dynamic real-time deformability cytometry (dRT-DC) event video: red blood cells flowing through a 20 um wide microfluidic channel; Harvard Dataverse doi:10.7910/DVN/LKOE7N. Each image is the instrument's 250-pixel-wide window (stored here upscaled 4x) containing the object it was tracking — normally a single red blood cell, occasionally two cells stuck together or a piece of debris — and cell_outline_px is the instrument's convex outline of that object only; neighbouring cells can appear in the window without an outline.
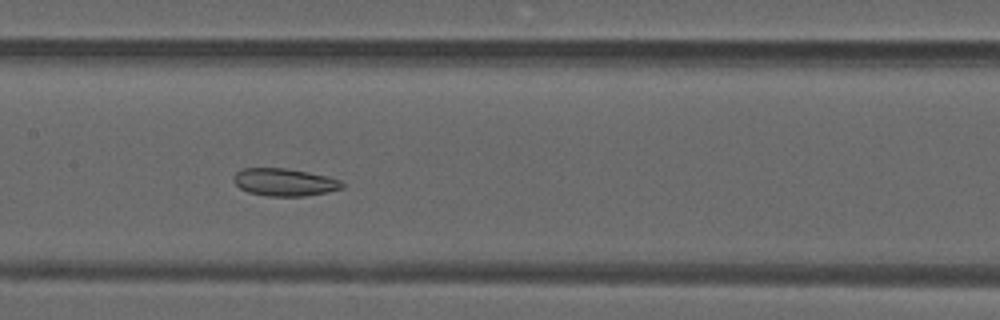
{"species": "common noctule bat (a hibernating species)", "species_latin": "Nyctalus noctula", "temperature_condition": "warm", "stored_images_in_passage": 31, "camera_frame_rate_fps": 3000, "um_per_image_px": 0.085, "animal": {"sex": "male", "forearm_length_mm": 52.5}, "frame": {"image": 1, "passage_image": 20, "time_ms": 6.333, "image_size_px": [1000, 320], "cell_outline_px": [[344, 188], [328, 192], [304, 196], [268, 196], [248, 192], [240, 188], [232, 180], [232, 176], [240, 168], [284, 168], [308, 172], [328, 176], [340, 180], [344, 184]], "centroid_in_image_um": [24.17, 15.48], "position_along_channel_um": 183.2, "area_um2": 17.57}}
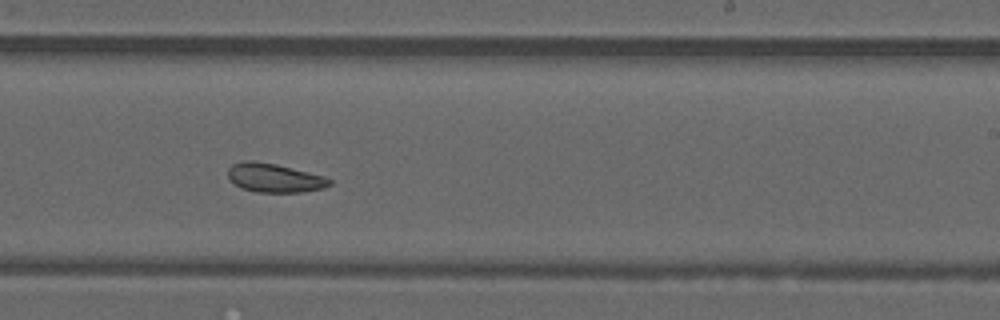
{"frame": {"image": 2, "passage_image": 26, "time_ms": 8.333, "image_size_px": [1000, 320], "cell_outline_px": [[332, 184], [324, 188], [304, 192], [256, 192], [240, 188], [228, 180], [228, 168], [232, 164], [244, 160], [252, 160], [276, 164], [324, 176], [332, 180]], "centroid_in_image_um": [23.3, 15.12], "position_along_channel_um": 265.7, "area_um2": 17.28}}
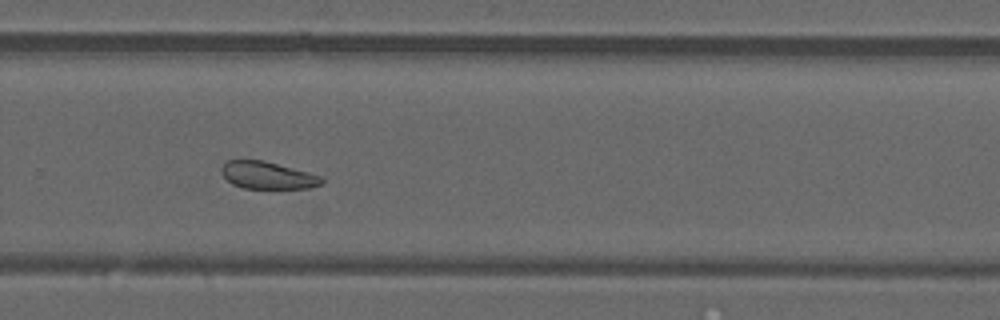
{"frame": {"image": 3, "passage_image": 29, "time_ms": 9.333, "image_size_px": [1000, 320], "cell_outline_px": [[324, 184], [308, 188], [244, 188], [232, 184], [220, 172], [220, 168], [228, 160], [264, 160], [308, 172], [320, 176], [324, 180]], "centroid_in_image_um": [22.74, 14.9], "position_along_channel_um": 307.1, "area_um2": 15.9}}